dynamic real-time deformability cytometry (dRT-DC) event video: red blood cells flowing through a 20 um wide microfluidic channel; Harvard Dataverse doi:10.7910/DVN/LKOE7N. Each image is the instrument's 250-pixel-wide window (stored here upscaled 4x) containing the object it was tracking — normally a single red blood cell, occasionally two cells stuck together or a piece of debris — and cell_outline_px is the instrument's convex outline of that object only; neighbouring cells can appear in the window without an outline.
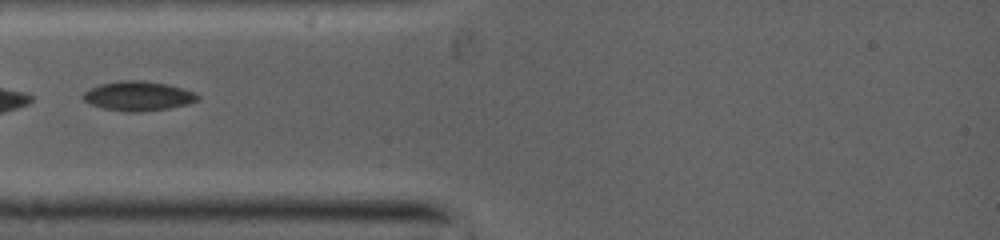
{"species": "common noctule bat (a hibernating species)", "species_latin": "Nyctalus noctula", "temperature_condition": "warm", "stored_images_in_passage": 31, "camera_frame_rate_fps": 5000, "um_per_image_px": 0.085, "animal": {"sex": "female", "body_mass_g": 19.0, "forearm_length_mm": 53.3}, "frame": {"image": 1, "passage_image": 4, "time_ms": 0.8, "image_size_px": [1000, 240], "cell_outline_px": [[200, 96], [196, 100], [184, 104], [168, 108], [140, 112], [136, 112], [104, 108], [92, 104], [84, 100], [84, 92], [100, 84], [120, 80], [140, 80], [164, 84], [180, 88], [192, 92]], "centroid_in_image_um": [11.71, 8.15], "position_along_channel_um": 73.3, "area_um2": 18.96}}
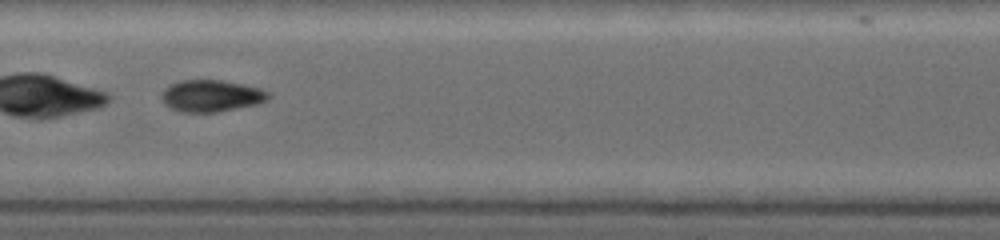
{"frame": {"image": 2, "passage_image": 14, "time_ms": 3.4, "image_size_px": [1000, 240], "cell_outline_px": [[268, 96], [264, 100], [256, 104], [216, 112], [184, 112], [172, 108], [164, 100], [164, 92], [172, 84], [184, 80], [220, 80], [260, 88], [268, 92]], "centroid_in_image_um": [18.0, 8.14], "position_along_channel_um": 189.4, "area_um2": 18.9}}
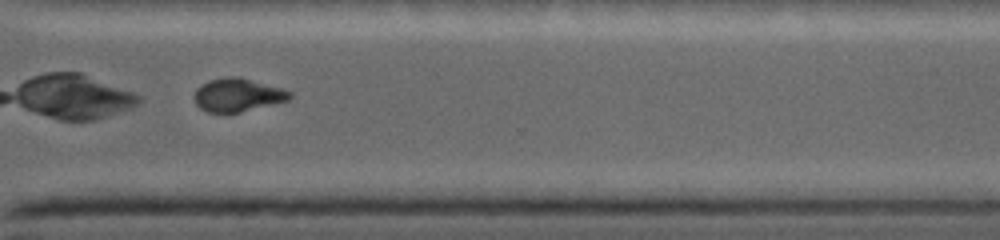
{"frame": {"image": 3, "passage_image": 28, "time_ms": 7.0, "image_size_px": [1000, 240], "cell_outline_px": [[292, 96], [288, 100], [236, 112], [208, 112], [200, 108], [196, 104], [196, 88], [212, 80], [228, 76], [236, 76], [280, 88], [292, 92]], "centroid_in_image_um": [20.2, 8.07], "position_along_channel_um": 350.4, "area_um2": 17.74}}